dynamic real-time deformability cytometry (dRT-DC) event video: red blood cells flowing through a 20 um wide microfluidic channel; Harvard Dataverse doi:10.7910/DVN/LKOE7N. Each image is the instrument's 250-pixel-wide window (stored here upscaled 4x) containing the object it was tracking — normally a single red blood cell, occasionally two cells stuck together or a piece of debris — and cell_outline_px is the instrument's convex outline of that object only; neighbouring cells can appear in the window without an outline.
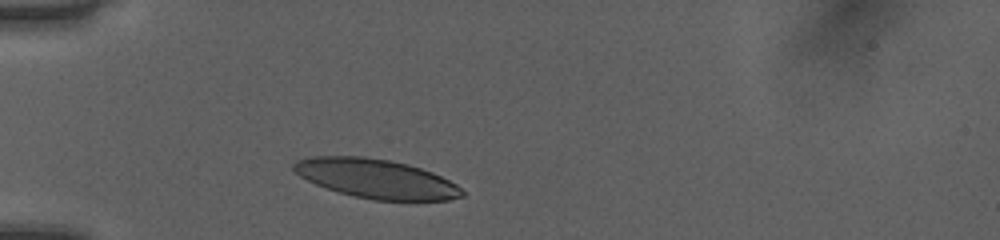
{"species": "human", "species_latin": "Homo sapiens", "temperature_condition": "room temperature", "stored_images_in_passage": 30, "camera_frame_rate_fps": 3000, "um_per_image_px": 0.085, "donor": {"sex": "female"}, "frame": {"image": 1, "passage_image": 1, "time_ms": 0.0, "image_size_px": [1000, 240], "cell_outline_px": [[464, 196], [448, 200], [372, 200], [352, 196], [316, 184], [300, 176], [292, 168], [292, 164], [296, 160], [312, 156], [364, 156], [388, 160], [408, 164], [432, 172], [456, 184], [464, 192]], "centroid_in_image_um": [31.96, 15.18], "position_along_channel_um": 53.0, "area_um2": 38.26}}
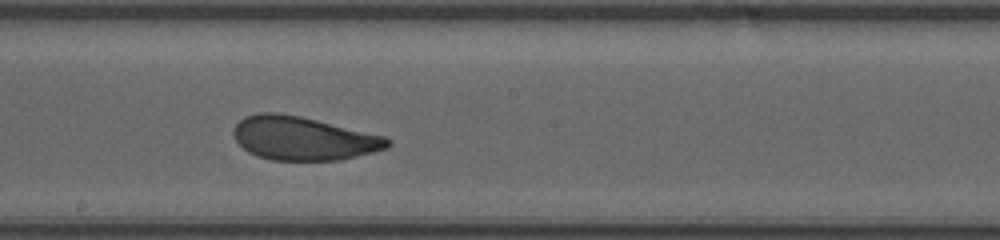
{"frame": {"image": 2, "passage_image": 15, "time_ms": 4.667, "image_size_px": [1000, 240], "cell_outline_px": [[392, 144], [388, 148], [356, 156], [336, 160], [272, 160], [256, 156], [248, 152], [236, 140], [232, 132], [236, 124], [244, 116], [260, 112], [276, 112], [300, 116], [384, 136], [392, 140]], "centroid_in_image_um": [25.76, 11.76], "position_along_channel_um": 222.4, "area_um2": 38.96}}
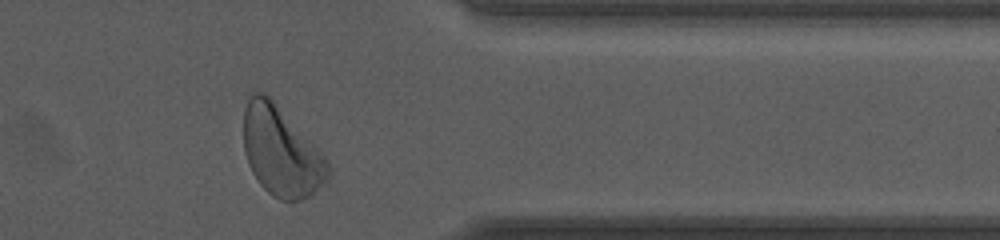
{"frame": {"image": 3, "passage_image": 28, "time_ms": 9.0, "image_size_px": [1000, 240], "cell_outline_px": [[332, 172], [328, 180], [324, 184], [308, 196], [300, 200], [280, 200], [272, 196], [260, 184], [252, 172], [248, 164], [244, 152], [244, 108], [248, 100], [256, 92], [264, 92], [272, 100], [324, 156]], "centroid_in_image_um": [23.89, 12.92], "position_along_channel_um": 387.5, "area_um2": 43.29}, "authors_computed_cell_mechanics": {"area_um2": 38.9572, "velocity_mm_per_s": 4.0339, "shape_relaxation_time_tau1_ms": 2.5947, "shape_relaxation_time_tau2_ms": 0.882, "deformation_change_tau1": 0.1283, "deformation_change_tau2": 0.0767}}